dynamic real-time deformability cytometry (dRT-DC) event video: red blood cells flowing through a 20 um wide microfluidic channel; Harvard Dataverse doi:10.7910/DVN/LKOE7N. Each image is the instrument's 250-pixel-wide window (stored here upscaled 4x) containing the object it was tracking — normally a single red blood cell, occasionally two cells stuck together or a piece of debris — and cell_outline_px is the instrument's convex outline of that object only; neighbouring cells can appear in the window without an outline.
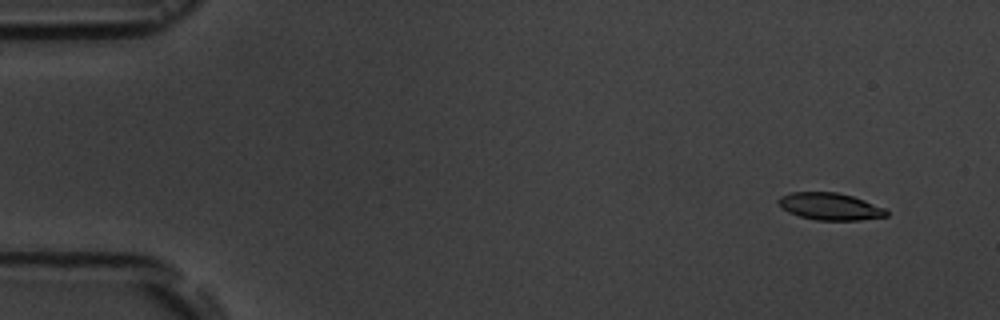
{"species": "common noctule bat (a hibernating species)", "species_latin": "Nyctalus noctula", "temperature_condition": "room temperature", "stored_images_in_passage": 7, "camera_frame_rate_fps": 3000, "um_per_image_px": 0.085, "animal": {"sex": "male", "body_mass_g": 19.5, "forearm_length_mm": 54.6}, "frame": {"image": 1, "passage_image": 2, "time_ms": 1.0, "image_size_px": [1000, 320], "cell_outline_px": [[888, 216], [860, 220], [816, 220], [800, 216], [788, 212], [776, 200], [780, 196], [792, 192], [836, 192], [852, 196], [864, 200], [884, 208], [888, 212]], "centroid_in_image_um": [70.55, 17.55], "position_along_channel_um": 14.4, "area_um2": 16.94}}
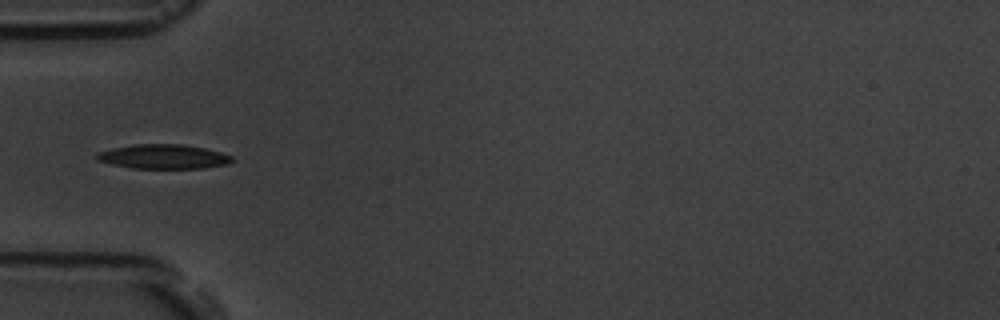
{"frame": {"image": 2, "passage_image": 6, "time_ms": 5.667, "image_size_px": [1000, 320], "cell_outline_px": [[232, 160], [228, 164], [204, 168], [132, 168], [112, 164], [96, 160], [92, 156], [96, 152], [112, 148], [136, 144], [180, 144], [204, 148], [220, 152], [232, 156]], "centroid_in_image_um": [13.83, 13.31], "position_along_channel_um": 71.2, "area_um2": 19.25}}
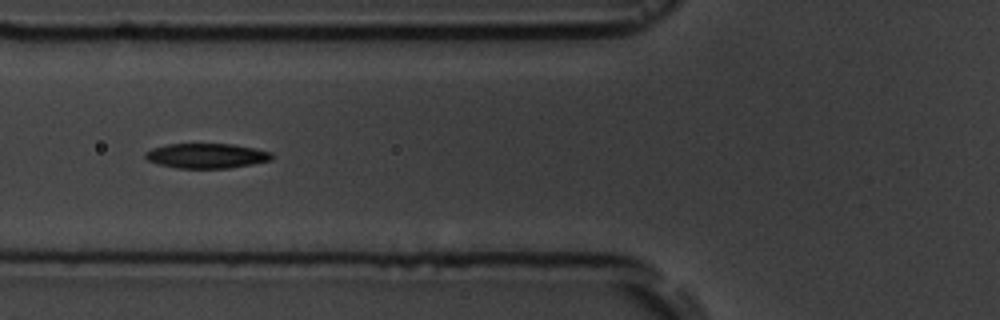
{"frame": {"image": 3, "passage_image": 7, "time_ms": 6.667, "image_size_px": [1000, 320], "cell_outline_px": [[272, 160], [252, 164], [228, 168], [176, 168], [156, 164], [148, 160], [144, 156], [144, 152], [152, 148], [168, 144], [232, 144], [256, 148], [272, 152]], "centroid_in_image_um": [17.54, 13.24], "position_along_channel_um": 108.3, "area_um2": 18.44}}